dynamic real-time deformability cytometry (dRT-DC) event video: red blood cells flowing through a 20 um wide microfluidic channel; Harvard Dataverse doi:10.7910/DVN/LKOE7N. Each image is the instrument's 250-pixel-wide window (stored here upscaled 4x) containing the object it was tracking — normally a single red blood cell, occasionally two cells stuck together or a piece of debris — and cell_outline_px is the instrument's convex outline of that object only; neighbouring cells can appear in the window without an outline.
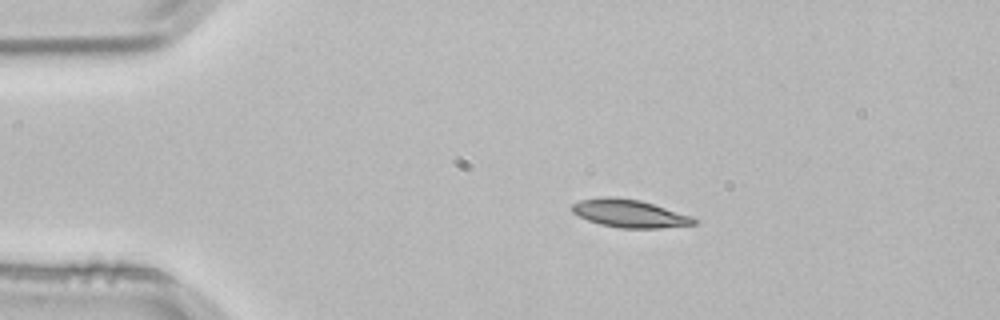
{"species": "common noctule bat (a hibernating species)", "species_latin": "Nyctalus noctula", "temperature_condition": "room temperature", "stored_images_in_passage": 2, "camera_frame_rate_fps": 3000, "um_per_image_px": 0.085, "animal": {"sex": "male", "body_mass_g": 21.5, "forearm_length_mm": 52.0}, "frame": {"image": 1, "passage_image": 1, "time_ms": 0.0, "image_size_px": [1000, 320], "cell_outline_px": [[696, 224], [660, 228], [620, 228], [600, 224], [588, 220], [572, 212], [572, 204], [580, 200], [604, 196], [612, 196], [640, 200], [692, 216], [696, 220]], "centroid_in_image_um": [53.49, 18.14], "position_along_channel_um": 31.5, "area_um2": 19.71}}